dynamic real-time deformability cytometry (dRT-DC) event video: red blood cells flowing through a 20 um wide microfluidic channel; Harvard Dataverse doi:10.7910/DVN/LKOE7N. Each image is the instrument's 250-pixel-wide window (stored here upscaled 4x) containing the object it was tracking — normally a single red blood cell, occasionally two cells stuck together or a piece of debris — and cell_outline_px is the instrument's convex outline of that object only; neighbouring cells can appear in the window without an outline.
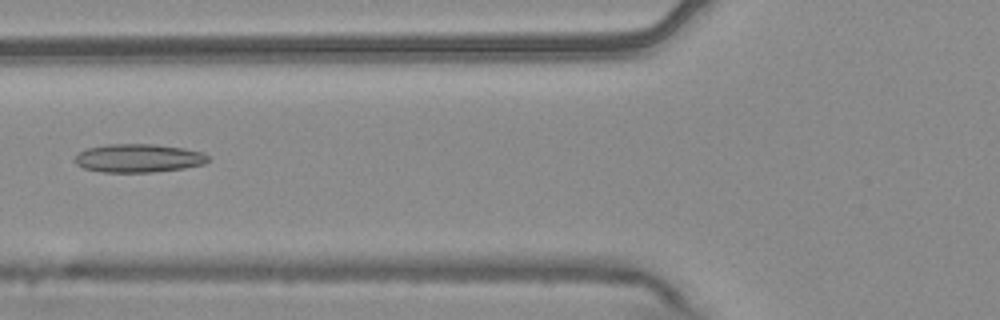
{"species": "common noctule bat (a hibernating species)", "species_latin": "Nyctalus noctula", "temperature_condition": "warm", "stored_images_in_passage": 6, "camera_frame_rate_fps": 3000, "um_per_image_px": 0.085, "animal": {"sex": "male", "body_mass_g": 20.4}, "frame": {"image": 1, "passage_image": 6, "time_ms": 1.667, "image_size_px": [1000, 320], "cell_outline_px": [[208, 160], [204, 164], [184, 168], [152, 172], [104, 172], [84, 168], [76, 164], [76, 156], [84, 148], [108, 144], [156, 144], [184, 148], [204, 152], [208, 156]], "centroid_in_image_um": [11.78, 13.43], "position_along_channel_um": 114.0, "area_um2": 22.08}}